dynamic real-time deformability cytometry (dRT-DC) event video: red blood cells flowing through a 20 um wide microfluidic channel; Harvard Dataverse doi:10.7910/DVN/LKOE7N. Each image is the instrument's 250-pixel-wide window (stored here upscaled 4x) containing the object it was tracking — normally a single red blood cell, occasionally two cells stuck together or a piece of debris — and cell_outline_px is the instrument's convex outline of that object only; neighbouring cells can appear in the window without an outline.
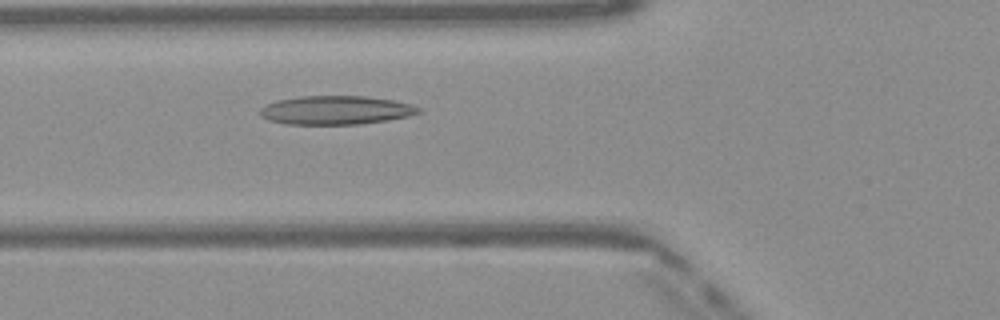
{"species": "Egyptian fruit bat (a non-hibernating species)", "species_latin": "Rousettus aegyptiacus", "temperature_condition": "warm", "stored_images_in_passage": 37, "camera_frame_rate_fps": 3000, "um_per_image_px": 0.085, "frame": {"image": 1, "passage_image": 5, "time_ms": 1.333, "image_size_px": [1000, 320], "cell_outline_px": [[420, 112], [408, 116], [360, 124], [284, 124], [268, 120], [260, 116], [260, 108], [276, 100], [300, 96], [364, 96], [392, 100], [412, 104], [420, 108]], "centroid_in_image_um": [28.5, 9.36], "position_along_channel_um": 97.3, "area_um2": 26.41}}
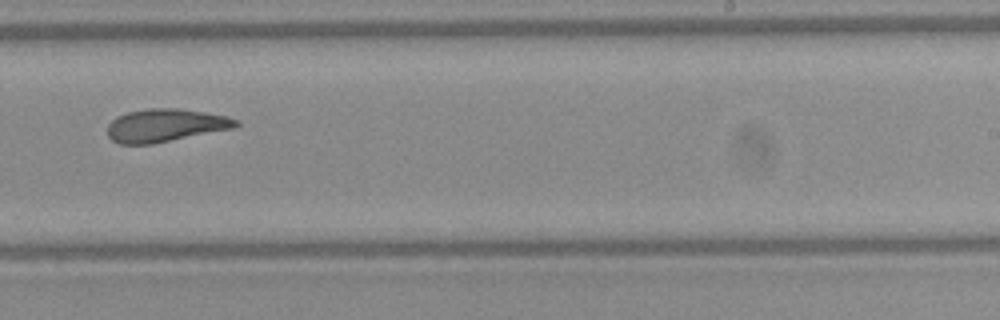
{"frame": {"image": 2, "passage_image": 18, "time_ms": 5.667, "image_size_px": [1000, 320], "cell_outline_px": [[240, 124], [236, 128], [152, 144], [120, 144], [112, 140], [108, 136], [108, 124], [116, 116], [128, 112], [148, 108], [176, 108], [204, 112], [224, 116], [236, 120]], "centroid_in_image_um": [14.04, 10.66], "position_along_channel_um": 275.0, "area_um2": 24.62}}
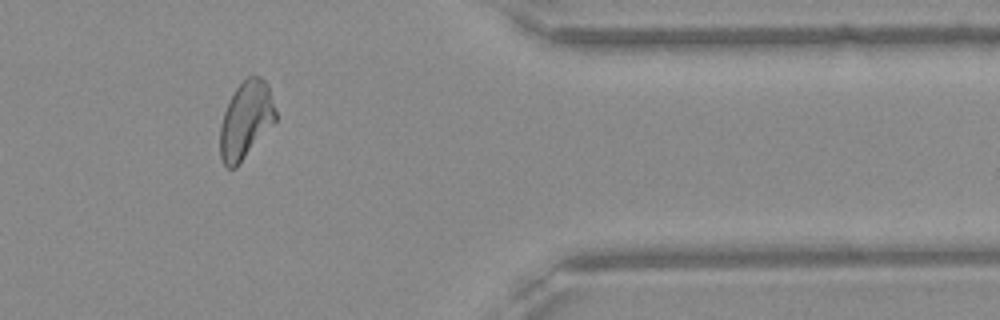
{"frame": {"image": 3, "passage_image": 28, "time_ms": 9.0, "image_size_px": [1000, 320], "cell_outline_px": [[276, 120], [236, 168], [228, 168], [224, 164], [220, 156], [220, 124], [228, 100], [236, 88], [248, 76], [260, 76], [268, 84], [276, 112]], "centroid_in_image_um": [20.88, 10.2], "position_along_channel_um": 390.5, "area_um2": 24.85}, "authors_computed_cell_mechanics": {"area_um2": 24.854, "velocity_mm_per_s": 4.0858, "shape_relaxation_time_tau1_ms": null, "shape_relaxation_time_tau2_ms": 2.6401, "deformation_change_tau1": null, "deformation_change_tau2": 0.0999}}